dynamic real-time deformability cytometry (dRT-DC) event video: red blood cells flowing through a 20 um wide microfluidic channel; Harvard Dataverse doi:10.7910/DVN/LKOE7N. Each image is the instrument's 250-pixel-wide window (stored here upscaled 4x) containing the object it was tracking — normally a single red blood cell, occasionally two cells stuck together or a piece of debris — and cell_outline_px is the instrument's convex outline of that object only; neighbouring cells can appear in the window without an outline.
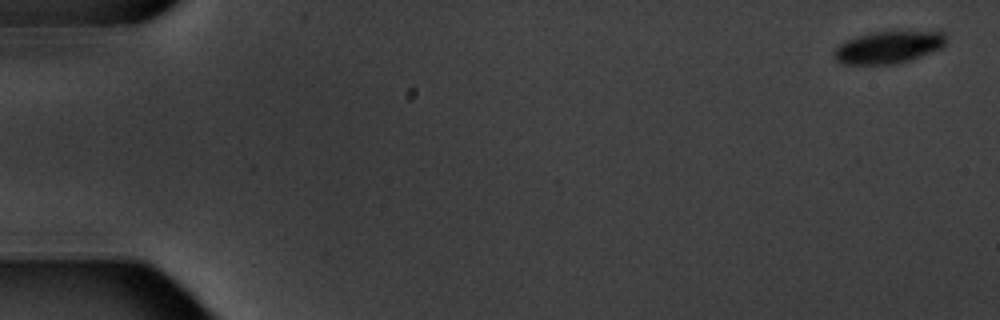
{"species": "common noctule bat (a hibernating species)", "species_latin": "Nyctalus noctula", "temperature_condition": "warm", "stored_images_in_passage": 8, "camera_frame_rate_fps": 3000, "um_per_image_px": 0.085, "animal": {"sex": "male", "body_mass_g": 20.1, "forearm_length_mm": 53.5}, "frame": {"image": 1, "passage_image": 1, "time_ms": 0.0, "image_size_px": [1000, 320], "cell_outline_px": [[944, 44], [940, 48], [912, 60], [896, 64], [840, 64], [832, 56], [832, 52], [840, 44], [848, 40], [860, 36], [876, 32], [944, 32]], "centroid_in_image_um": [75.46, 4.05], "position_along_channel_um": 9.5, "area_um2": 20.63}}
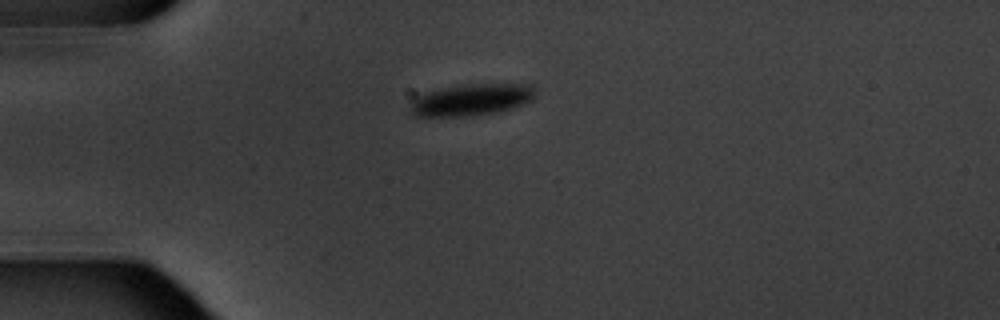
{"frame": {"image": 2, "passage_image": 5, "time_ms": 4.667, "image_size_px": [1000, 320], "cell_outline_px": [[536, 96], [532, 100], [512, 108], [496, 112], [468, 116], [416, 116], [408, 112], [408, 108], [412, 100], [420, 92], [440, 88], [464, 84], [532, 84], [536, 88]], "centroid_in_image_um": [40.03, 8.46], "position_along_channel_um": 45.0, "area_um2": 23.58}}
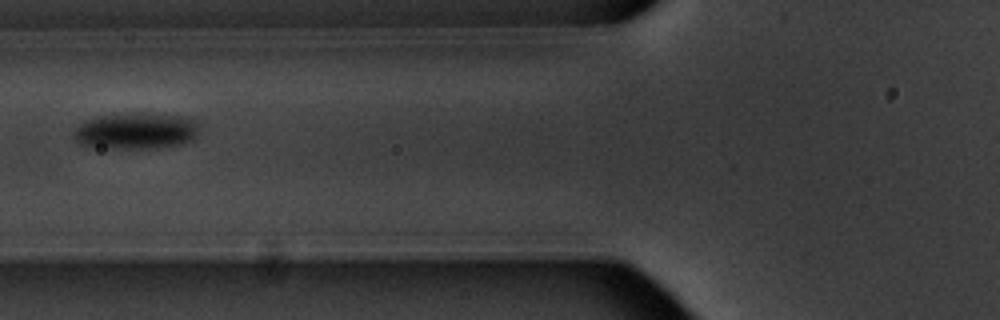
{"frame": {"image": 3, "passage_image": 7, "time_ms": 7.333, "image_size_px": [1000, 320], "cell_outline_px": [[196, 136], [192, 140], [180, 144], [148, 148], [92, 148], [80, 144], [72, 140], [72, 132], [84, 120], [96, 116], [136, 112], [144, 112], [188, 116], [196, 124]], "centroid_in_image_um": [11.46, 11.11], "position_along_channel_um": 114.3, "area_um2": 27.05}}